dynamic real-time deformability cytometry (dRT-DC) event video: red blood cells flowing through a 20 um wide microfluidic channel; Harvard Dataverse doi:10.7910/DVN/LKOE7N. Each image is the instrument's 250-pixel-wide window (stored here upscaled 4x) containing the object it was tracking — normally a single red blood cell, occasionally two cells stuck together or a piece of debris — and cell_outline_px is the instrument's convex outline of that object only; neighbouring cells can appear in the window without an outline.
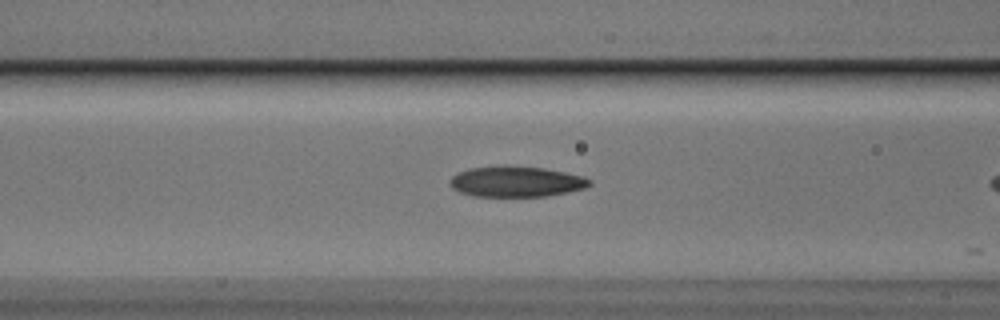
{"species": "Egyptian fruit bat (a non-hibernating species)", "species_latin": "Rousettus aegyptiacus", "temperature_condition": "cold", "stored_images_in_passage": 5, "camera_frame_rate_fps": 3000, "um_per_image_px": 0.085, "animal": {"sex": "male"}, "frame": {"image": 1, "passage_image": 4, "time_ms": 1.0, "image_size_px": [1000, 320], "cell_outline_px": [[592, 184], [584, 188], [568, 192], [548, 196], [472, 196], [460, 192], [452, 188], [452, 176], [460, 172], [472, 168], [504, 164], [544, 168], [584, 176], [592, 180]], "centroid_in_image_um": [43.92, 15.42], "position_along_channel_um": 122.7, "area_um2": 25.03}}